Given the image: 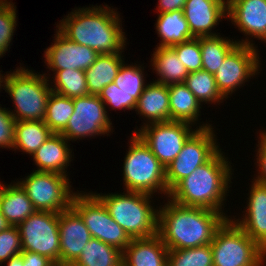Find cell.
<instances>
[{
  "label": "cell",
  "instance_id": "1",
  "mask_svg": "<svg viewBox=\"0 0 266 266\" xmlns=\"http://www.w3.org/2000/svg\"><path fill=\"white\" fill-rule=\"evenodd\" d=\"M159 206L157 234L167 249L210 244L216 231L231 216L202 207L180 205L167 198Z\"/></svg>",
  "mask_w": 266,
  "mask_h": 266
},
{
  "label": "cell",
  "instance_id": "2",
  "mask_svg": "<svg viewBox=\"0 0 266 266\" xmlns=\"http://www.w3.org/2000/svg\"><path fill=\"white\" fill-rule=\"evenodd\" d=\"M75 9L57 23L56 28L65 37L99 54L124 52L127 38L117 9L106 4Z\"/></svg>",
  "mask_w": 266,
  "mask_h": 266
},
{
  "label": "cell",
  "instance_id": "3",
  "mask_svg": "<svg viewBox=\"0 0 266 266\" xmlns=\"http://www.w3.org/2000/svg\"><path fill=\"white\" fill-rule=\"evenodd\" d=\"M223 153L220 149L209 161L179 181L170 190L168 198L180 205L225 213L224 202L229 195L234 170Z\"/></svg>",
  "mask_w": 266,
  "mask_h": 266
},
{
  "label": "cell",
  "instance_id": "4",
  "mask_svg": "<svg viewBox=\"0 0 266 266\" xmlns=\"http://www.w3.org/2000/svg\"><path fill=\"white\" fill-rule=\"evenodd\" d=\"M106 207L110 216L132 238H147L157 234L158 209L152 206V195L123 193H93Z\"/></svg>",
  "mask_w": 266,
  "mask_h": 266
},
{
  "label": "cell",
  "instance_id": "5",
  "mask_svg": "<svg viewBox=\"0 0 266 266\" xmlns=\"http://www.w3.org/2000/svg\"><path fill=\"white\" fill-rule=\"evenodd\" d=\"M6 73L4 90L14 103L15 110L9 112L16 122L43 120L52 92L49 76L23 66Z\"/></svg>",
  "mask_w": 266,
  "mask_h": 266
},
{
  "label": "cell",
  "instance_id": "6",
  "mask_svg": "<svg viewBox=\"0 0 266 266\" xmlns=\"http://www.w3.org/2000/svg\"><path fill=\"white\" fill-rule=\"evenodd\" d=\"M130 138L123 162V190L152 196L160 192L168 198L166 168L136 133Z\"/></svg>",
  "mask_w": 266,
  "mask_h": 266
},
{
  "label": "cell",
  "instance_id": "7",
  "mask_svg": "<svg viewBox=\"0 0 266 266\" xmlns=\"http://www.w3.org/2000/svg\"><path fill=\"white\" fill-rule=\"evenodd\" d=\"M210 246L213 266H264L266 263V252L232 217L216 231Z\"/></svg>",
  "mask_w": 266,
  "mask_h": 266
},
{
  "label": "cell",
  "instance_id": "8",
  "mask_svg": "<svg viewBox=\"0 0 266 266\" xmlns=\"http://www.w3.org/2000/svg\"><path fill=\"white\" fill-rule=\"evenodd\" d=\"M36 211L60 213L72 206L77 192L71 190L69 176L53 172L34 171L17 181Z\"/></svg>",
  "mask_w": 266,
  "mask_h": 266
},
{
  "label": "cell",
  "instance_id": "9",
  "mask_svg": "<svg viewBox=\"0 0 266 266\" xmlns=\"http://www.w3.org/2000/svg\"><path fill=\"white\" fill-rule=\"evenodd\" d=\"M72 207L82 217L92 238L116 247L122 252L131 242L132 238L114 221L93 192L78 191L72 199Z\"/></svg>",
  "mask_w": 266,
  "mask_h": 266
},
{
  "label": "cell",
  "instance_id": "10",
  "mask_svg": "<svg viewBox=\"0 0 266 266\" xmlns=\"http://www.w3.org/2000/svg\"><path fill=\"white\" fill-rule=\"evenodd\" d=\"M185 122L167 121L140 126L135 132L166 168L180 153L187 139L197 130L212 126L208 122L192 128Z\"/></svg>",
  "mask_w": 266,
  "mask_h": 266
},
{
  "label": "cell",
  "instance_id": "11",
  "mask_svg": "<svg viewBox=\"0 0 266 266\" xmlns=\"http://www.w3.org/2000/svg\"><path fill=\"white\" fill-rule=\"evenodd\" d=\"M18 228L22 251L47 256L60 266L59 213L35 211Z\"/></svg>",
  "mask_w": 266,
  "mask_h": 266
},
{
  "label": "cell",
  "instance_id": "12",
  "mask_svg": "<svg viewBox=\"0 0 266 266\" xmlns=\"http://www.w3.org/2000/svg\"><path fill=\"white\" fill-rule=\"evenodd\" d=\"M212 127L197 129L187 139L178 156L166 167V183L169 191L220 150V144Z\"/></svg>",
  "mask_w": 266,
  "mask_h": 266
},
{
  "label": "cell",
  "instance_id": "13",
  "mask_svg": "<svg viewBox=\"0 0 266 266\" xmlns=\"http://www.w3.org/2000/svg\"><path fill=\"white\" fill-rule=\"evenodd\" d=\"M74 113L61 134L70 142L102 136L113 131L105 104L98 95H87L73 99Z\"/></svg>",
  "mask_w": 266,
  "mask_h": 266
},
{
  "label": "cell",
  "instance_id": "14",
  "mask_svg": "<svg viewBox=\"0 0 266 266\" xmlns=\"http://www.w3.org/2000/svg\"><path fill=\"white\" fill-rule=\"evenodd\" d=\"M257 47L238 44L225 58L214 74L217 87L227 99L229 96L255 77L260 70V57Z\"/></svg>",
  "mask_w": 266,
  "mask_h": 266
},
{
  "label": "cell",
  "instance_id": "15",
  "mask_svg": "<svg viewBox=\"0 0 266 266\" xmlns=\"http://www.w3.org/2000/svg\"><path fill=\"white\" fill-rule=\"evenodd\" d=\"M227 14L235 28L247 36L238 44L257 47L250 37L266 43V0H227Z\"/></svg>",
  "mask_w": 266,
  "mask_h": 266
},
{
  "label": "cell",
  "instance_id": "16",
  "mask_svg": "<svg viewBox=\"0 0 266 266\" xmlns=\"http://www.w3.org/2000/svg\"><path fill=\"white\" fill-rule=\"evenodd\" d=\"M54 35V43L44 51L47 69L53 71L54 74L64 69L85 71L99 56L98 52L88 46L69 40L58 29H56V34Z\"/></svg>",
  "mask_w": 266,
  "mask_h": 266
},
{
  "label": "cell",
  "instance_id": "17",
  "mask_svg": "<svg viewBox=\"0 0 266 266\" xmlns=\"http://www.w3.org/2000/svg\"><path fill=\"white\" fill-rule=\"evenodd\" d=\"M60 266H71L92 239L80 214L71 206L59 213Z\"/></svg>",
  "mask_w": 266,
  "mask_h": 266
},
{
  "label": "cell",
  "instance_id": "18",
  "mask_svg": "<svg viewBox=\"0 0 266 266\" xmlns=\"http://www.w3.org/2000/svg\"><path fill=\"white\" fill-rule=\"evenodd\" d=\"M183 13L194 38L217 36L212 30L227 19V0H186Z\"/></svg>",
  "mask_w": 266,
  "mask_h": 266
},
{
  "label": "cell",
  "instance_id": "19",
  "mask_svg": "<svg viewBox=\"0 0 266 266\" xmlns=\"http://www.w3.org/2000/svg\"><path fill=\"white\" fill-rule=\"evenodd\" d=\"M251 182L245 215L232 220L266 252V186Z\"/></svg>",
  "mask_w": 266,
  "mask_h": 266
},
{
  "label": "cell",
  "instance_id": "20",
  "mask_svg": "<svg viewBox=\"0 0 266 266\" xmlns=\"http://www.w3.org/2000/svg\"><path fill=\"white\" fill-rule=\"evenodd\" d=\"M69 141L61 133H52L48 139L32 155L40 172H53L68 176L72 150ZM67 172V173H66Z\"/></svg>",
  "mask_w": 266,
  "mask_h": 266
},
{
  "label": "cell",
  "instance_id": "21",
  "mask_svg": "<svg viewBox=\"0 0 266 266\" xmlns=\"http://www.w3.org/2000/svg\"><path fill=\"white\" fill-rule=\"evenodd\" d=\"M168 249L158 234L134 238L123 251V266H167Z\"/></svg>",
  "mask_w": 266,
  "mask_h": 266
},
{
  "label": "cell",
  "instance_id": "22",
  "mask_svg": "<svg viewBox=\"0 0 266 266\" xmlns=\"http://www.w3.org/2000/svg\"><path fill=\"white\" fill-rule=\"evenodd\" d=\"M146 84L135 108L136 114L138 112V115L143 116V126L170 121L168 85L156 81Z\"/></svg>",
  "mask_w": 266,
  "mask_h": 266
},
{
  "label": "cell",
  "instance_id": "23",
  "mask_svg": "<svg viewBox=\"0 0 266 266\" xmlns=\"http://www.w3.org/2000/svg\"><path fill=\"white\" fill-rule=\"evenodd\" d=\"M6 185L0 182V212L11 226H18L36 210L17 181Z\"/></svg>",
  "mask_w": 266,
  "mask_h": 266
},
{
  "label": "cell",
  "instance_id": "24",
  "mask_svg": "<svg viewBox=\"0 0 266 266\" xmlns=\"http://www.w3.org/2000/svg\"><path fill=\"white\" fill-rule=\"evenodd\" d=\"M122 53L99 54L96 61L85 70L89 95H98L103 88L114 82L120 67L125 62Z\"/></svg>",
  "mask_w": 266,
  "mask_h": 266
},
{
  "label": "cell",
  "instance_id": "25",
  "mask_svg": "<svg viewBox=\"0 0 266 266\" xmlns=\"http://www.w3.org/2000/svg\"><path fill=\"white\" fill-rule=\"evenodd\" d=\"M170 121L193 125L199 121L201 103L184 83L168 85Z\"/></svg>",
  "mask_w": 266,
  "mask_h": 266
},
{
  "label": "cell",
  "instance_id": "26",
  "mask_svg": "<svg viewBox=\"0 0 266 266\" xmlns=\"http://www.w3.org/2000/svg\"><path fill=\"white\" fill-rule=\"evenodd\" d=\"M152 54L151 64L155 70L157 80L154 81L164 85L184 83L188 76V71L182 62L178 59L175 50L172 47H159L156 45Z\"/></svg>",
  "mask_w": 266,
  "mask_h": 266
},
{
  "label": "cell",
  "instance_id": "27",
  "mask_svg": "<svg viewBox=\"0 0 266 266\" xmlns=\"http://www.w3.org/2000/svg\"><path fill=\"white\" fill-rule=\"evenodd\" d=\"M155 29L161 41L159 47H171L194 38L182 10L158 14Z\"/></svg>",
  "mask_w": 266,
  "mask_h": 266
},
{
  "label": "cell",
  "instance_id": "28",
  "mask_svg": "<svg viewBox=\"0 0 266 266\" xmlns=\"http://www.w3.org/2000/svg\"><path fill=\"white\" fill-rule=\"evenodd\" d=\"M52 133L43 120L17 121L13 149L32 156Z\"/></svg>",
  "mask_w": 266,
  "mask_h": 266
},
{
  "label": "cell",
  "instance_id": "29",
  "mask_svg": "<svg viewBox=\"0 0 266 266\" xmlns=\"http://www.w3.org/2000/svg\"><path fill=\"white\" fill-rule=\"evenodd\" d=\"M123 252L116 247L92 238L71 266H122Z\"/></svg>",
  "mask_w": 266,
  "mask_h": 266
},
{
  "label": "cell",
  "instance_id": "30",
  "mask_svg": "<svg viewBox=\"0 0 266 266\" xmlns=\"http://www.w3.org/2000/svg\"><path fill=\"white\" fill-rule=\"evenodd\" d=\"M199 39L202 54V70L215 74L226 56L238 45L237 41L228 37L206 36Z\"/></svg>",
  "mask_w": 266,
  "mask_h": 266
},
{
  "label": "cell",
  "instance_id": "31",
  "mask_svg": "<svg viewBox=\"0 0 266 266\" xmlns=\"http://www.w3.org/2000/svg\"><path fill=\"white\" fill-rule=\"evenodd\" d=\"M184 84L201 104H220L226 99L219 91L214 75L207 71L189 72Z\"/></svg>",
  "mask_w": 266,
  "mask_h": 266
},
{
  "label": "cell",
  "instance_id": "32",
  "mask_svg": "<svg viewBox=\"0 0 266 266\" xmlns=\"http://www.w3.org/2000/svg\"><path fill=\"white\" fill-rule=\"evenodd\" d=\"M54 85H51L53 92L67 96L71 99L89 95L85 71L80 69H64L53 74Z\"/></svg>",
  "mask_w": 266,
  "mask_h": 266
},
{
  "label": "cell",
  "instance_id": "33",
  "mask_svg": "<svg viewBox=\"0 0 266 266\" xmlns=\"http://www.w3.org/2000/svg\"><path fill=\"white\" fill-rule=\"evenodd\" d=\"M73 113V99L52 91L43 121L53 133H61Z\"/></svg>",
  "mask_w": 266,
  "mask_h": 266
},
{
  "label": "cell",
  "instance_id": "34",
  "mask_svg": "<svg viewBox=\"0 0 266 266\" xmlns=\"http://www.w3.org/2000/svg\"><path fill=\"white\" fill-rule=\"evenodd\" d=\"M167 266H213L211 246L169 249Z\"/></svg>",
  "mask_w": 266,
  "mask_h": 266
},
{
  "label": "cell",
  "instance_id": "35",
  "mask_svg": "<svg viewBox=\"0 0 266 266\" xmlns=\"http://www.w3.org/2000/svg\"><path fill=\"white\" fill-rule=\"evenodd\" d=\"M144 76V66L136 63L133 66V63L128 65L124 62L114 79V83L127 96H132L138 101L146 87Z\"/></svg>",
  "mask_w": 266,
  "mask_h": 266
},
{
  "label": "cell",
  "instance_id": "36",
  "mask_svg": "<svg viewBox=\"0 0 266 266\" xmlns=\"http://www.w3.org/2000/svg\"><path fill=\"white\" fill-rule=\"evenodd\" d=\"M16 6L9 0L0 4V58L9 50L17 26Z\"/></svg>",
  "mask_w": 266,
  "mask_h": 266
},
{
  "label": "cell",
  "instance_id": "37",
  "mask_svg": "<svg viewBox=\"0 0 266 266\" xmlns=\"http://www.w3.org/2000/svg\"><path fill=\"white\" fill-rule=\"evenodd\" d=\"M171 47L188 73L202 70V54L198 38H192Z\"/></svg>",
  "mask_w": 266,
  "mask_h": 266
},
{
  "label": "cell",
  "instance_id": "38",
  "mask_svg": "<svg viewBox=\"0 0 266 266\" xmlns=\"http://www.w3.org/2000/svg\"><path fill=\"white\" fill-rule=\"evenodd\" d=\"M99 97L105 106H110L109 109L115 111L116 109L134 110L137 105V100L132 96H127L114 82L104 87Z\"/></svg>",
  "mask_w": 266,
  "mask_h": 266
},
{
  "label": "cell",
  "instance_id": "39",
  "mask_svg": "<svg viewBox=\"0 0 266 266\" xmlns=\"http://www.w3.org/2000/svg\"><path fill=\"white\" fill-rule=\"evenodd\" d=\"M22 252L21 238L18 226H9L0 231V265L6 263L12 256Z\"/></svg>",
  "mask_w": 266,
  "mask_h": 266
},
{
  "label": "cell",
  "instance_id": "40",
  "mask_svg": "<svg viewBox=\"0 0 266 266\" xmlns=\"http://www.w3.org/2000/svg\"><path fill=\"white\" fill-rule=\"evenodd\" d=\"M16 120L9 110L0 106V148L13 149Z\"/></svg>",
  "mask_w": 266,
  "mask_h": 266
},
{
  "label": "cell",
  "instance_id": "41",
  "mask_svg": "<svg viewBox=\"0 0 266 266\" xmlns=\"http://www.w3.org/2000/svg\"><path fill=\"white\" fill-rule=\"evenodd\" d=\"M6 262V266H57L47 256L30 251H22Z\"/></svg>",
  "mask_w": 266,
  "mask_h": 266
},
{
  "label": "cell",
  "instance_id": "42",
  "mask_svg": "<svg viewBox=\"0 0 266 266\" xmlns=\"http://www.w3.org/2000/svg\"><path fill=\"white\" fill-rule=\"evenodd\" d=\"M258 148L256 154V166L258 167L257 177L253 178L256 182L266 186V131H260L258 136Z\"/></svg>",
  "mask_w": 266,
  "mask_h": 266
},
{
  "label": "cell",
  "instance_id": "43",
  "mask_svg": "<svg viewBox=\"0 0 266 266\" xmlns=\"http://www.w3.org/2000/svg\"><path fill=\"white\" fill-rule=\"evenodd\" d=\"M186 0H158L157 11L158 14L168 13L171 11L184 9Z\"/></svg>",
  "mask_w": 266,
  "mask_h": 266
},
{
  "label": "cell",
  "instance_id": "44",
  "mask_svg": "<svg viewBox=\"0 0 266 266\" xmlns=\"http://www.w3.org/2000/svg\"><path fill=\"white\" fill-rule=\"evenodd\" d=\"M9 226L11 225L7 222L6 218L0 212V231L6 230Z\"/></svg>",
  "mask_w": 266,
  "mask_h": 266
},
{
  "label": "cell",
  "instance_id": "45",
  "mask_svg": "<svg viewBox=\"0 0 266 266\" xmlns=\"http://www.w3.org/2000/svg\"><path fill=\"white\" fill-rule=\"evenodd\" d=\"M1 72H3V71L2 70L0 71V90L2 89V87H3V90H4L5 80H6L7 74L6 75L5 74H1Z\"/></svg>",
  "mask_w": 266,
  "mask_h": 266
}]
</instances>
